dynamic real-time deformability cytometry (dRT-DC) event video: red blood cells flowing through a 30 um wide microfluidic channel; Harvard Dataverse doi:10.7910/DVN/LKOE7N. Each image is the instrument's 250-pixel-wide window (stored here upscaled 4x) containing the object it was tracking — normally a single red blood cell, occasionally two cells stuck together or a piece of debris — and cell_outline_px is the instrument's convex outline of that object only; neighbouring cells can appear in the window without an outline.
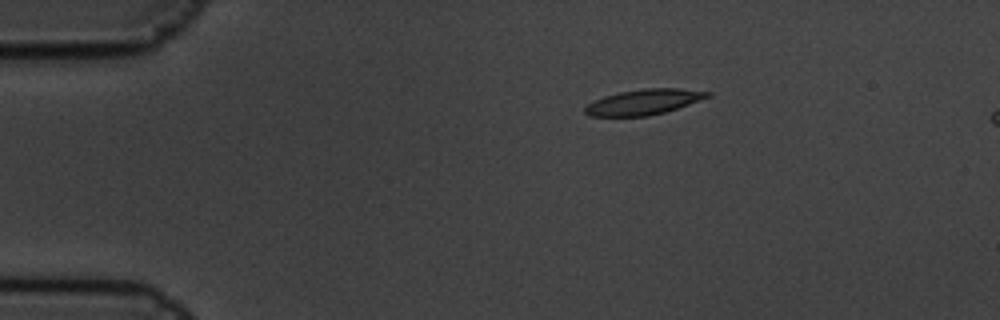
{"species": "common noctule bat (a hibernating species)", "species_latin": "Nyctalus noctula", "temperature_condition": "cold", "stored_images_in_passage": 4, "segment_of_instrument_passage": [1, 2], "camera_frame_rate_fps": 3000, "um_per_image_px": 0.085, "animal": {"sex": "male", "body_mass_g": 19.5, "forearm_length_mm": 54.6}, "frame": {"image": 1, "passage_image": 1, "time_ms": 0.0, "image_size_px": [1000, 320], "cell_outline_px": [[712, 96], [664, 112], [648, 116], [588, 116], [584, 112], [584, 108], [588, 104], [604, 96], [620, 92], [644, 88], [680, 88], [712, 92]], "centroid_in_image_um": [54.73, 8.66], "position_along_channel_um": 30.3, "area_um2": 18.03}}